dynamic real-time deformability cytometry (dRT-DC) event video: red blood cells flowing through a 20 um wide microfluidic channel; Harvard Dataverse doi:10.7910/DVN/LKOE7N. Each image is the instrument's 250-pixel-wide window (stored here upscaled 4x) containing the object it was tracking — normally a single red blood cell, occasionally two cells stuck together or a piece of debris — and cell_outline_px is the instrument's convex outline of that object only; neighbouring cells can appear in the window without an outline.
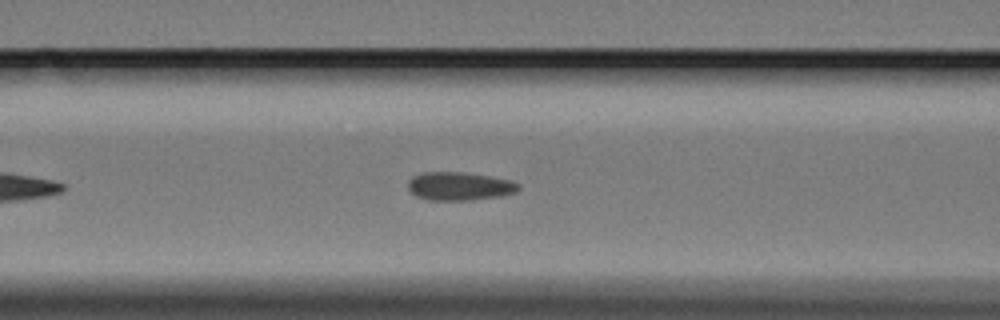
{"species": "Egyptian fruit bat (a non-hibernating species)", "species_latin": "Rousettus aegyptiacus", "temperature_condition": "cold", "stored_images_in_passage": 18, "camera_frame_rate_fps": 3000, "um_per_image_px": 0.085, "animal": {"sex": "female"}, "frame": {"image": 1, "passage_image": 6, "time_ms": 1.667, "image_size_px": [1000, 320], "cell_outline_px": [[520, 188], [516, 192], [500, 196], [472, 200], [428, 200], [416, 196], [408, 188], [408, 180], [412, 176], [420, 172], [464, 172], [492, 176], [512, 180], [520, 184]], "centroid_in_image_um": [39.06, 15.82], "position_along_channel_um": 127.5, "area_um2": 18.5}}
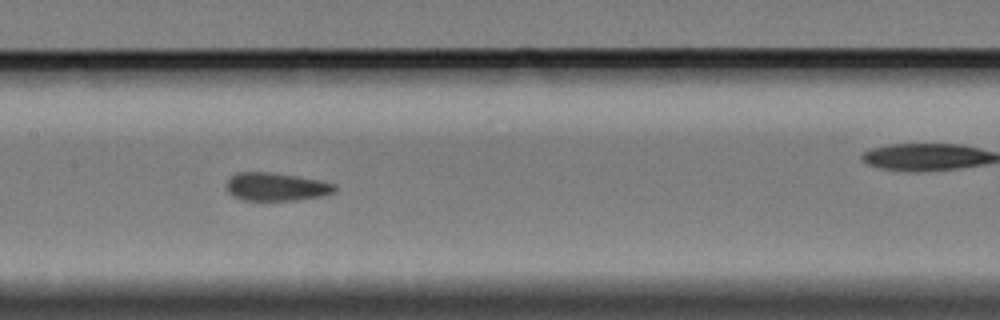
{"frame": {"image": 2, "passage_image": 11, "time_ms": 3.333, "image_size_px": [1000, 320], "cell_outline_px": [[336, 192], [324, 196], [296, 200], [244, 200], [232, 196], [228, 192], [228, 180], [236, 172], [268, 172], [296, 176], [320, 180], [336, 184]], "centroid_in_image_um": [23.52, 15.88], "position_along_channel_um": 183.9, "area_um2": 17.74}}
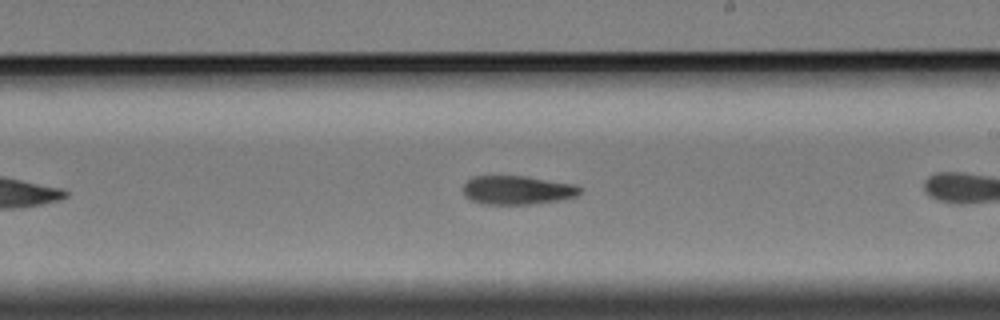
{"frame": {"image": 3, "passage_image": 13, "time_ms": 4.0, "image_size_px": [1000, 320], "cell_outline_px": [[584, 188], [576, 196], [560, 200], [532, 204], [484, 204], [472, 200], [464, 196], [464, 184], [472, 176], [528, 176], [576, 184]], "centroid_in_image_um": [44.01, 16.15], "position_along_channel_um": 245.0, "area_um2": 19.77}}